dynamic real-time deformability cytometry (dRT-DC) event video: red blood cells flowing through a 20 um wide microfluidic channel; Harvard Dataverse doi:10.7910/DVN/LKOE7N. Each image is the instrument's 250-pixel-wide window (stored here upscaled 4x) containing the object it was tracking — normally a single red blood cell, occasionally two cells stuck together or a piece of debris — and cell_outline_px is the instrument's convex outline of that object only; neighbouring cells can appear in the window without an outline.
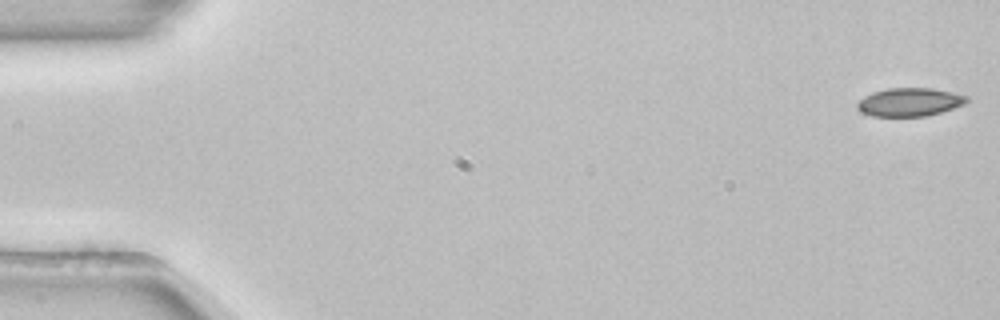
{"species": "common noctule bat (a hibernating species)", "species_latin": "Nyctalus noctula", "temperature_condition": "room temperature", "stored_images_in_passage": 53, "camera_frame_rate_fps": 3000, "um_per_image_px": 0.085, "animal": {"sex": "female", "body_mass_g": 22.7, "forearm_length_mm": 54.2}, "frame": {"image": 1, "passage_image": 1, "time_ms": 0.0, "image_size_px": [1000, 320], "cell_outline_px": [[968, 100], [964, 104], [928, 116], [872, 116], [860, 112], [856, 104], [864, 96], [872, 92], [888, 88], [932, 88], [952, 92], [968, 96]], "centroid_in_image_um": [77.3, 8.67], "position_along_channel_um": 7.7, "area_um2": 18.03}}
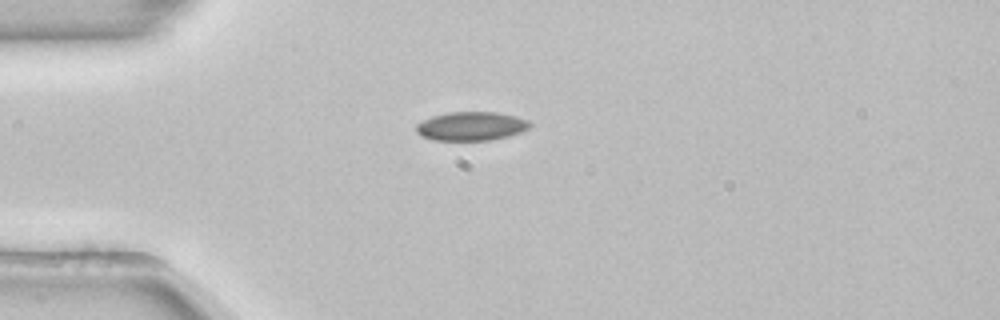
{"frame": {"image": 2, "passage_image": 14, "time_ms": 4.333, "image_size_px": [1000, 320], "cell_outline_px": [[532, 124], [528, 128], [520, 132], [508, 136], [492, 140], [432, 140], [420, 136], [416, 132], [416, 124], [432, 116], [448, 112], [496, 112], [516, 116], [528, 120]], "centroid_in_image_um": [40.04, 10.72], "position_along_channel_um": 45.0, "area_um2": 19.13}}
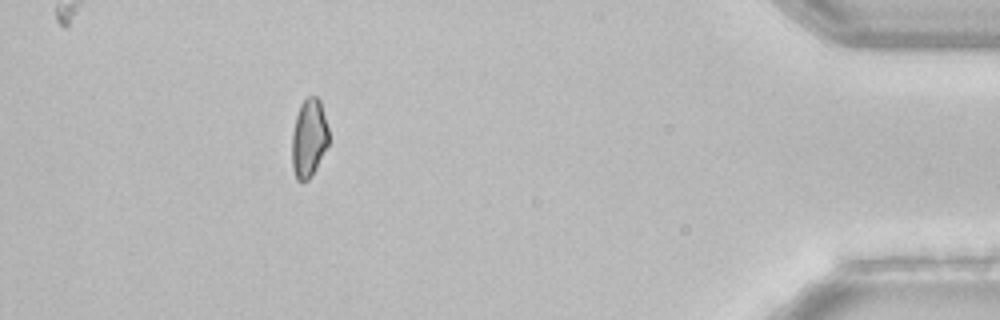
{"frame": {"image": 3, "passage_image": 48, "time_ms": 15.667, "image_size_px": [1000, 320], "cell_outline_px": [[328, 144], [312, 176], [308, 180], [296, 180], [292, 168], [292, 132], [296, 116], [300, 104], [308, 96], [316, 96], [320, 100], [328, 128]], "centroid_in_image_um": [26.24, 11.74], "position_along_channel_um": 409.0, "area_um2": 16.76}}